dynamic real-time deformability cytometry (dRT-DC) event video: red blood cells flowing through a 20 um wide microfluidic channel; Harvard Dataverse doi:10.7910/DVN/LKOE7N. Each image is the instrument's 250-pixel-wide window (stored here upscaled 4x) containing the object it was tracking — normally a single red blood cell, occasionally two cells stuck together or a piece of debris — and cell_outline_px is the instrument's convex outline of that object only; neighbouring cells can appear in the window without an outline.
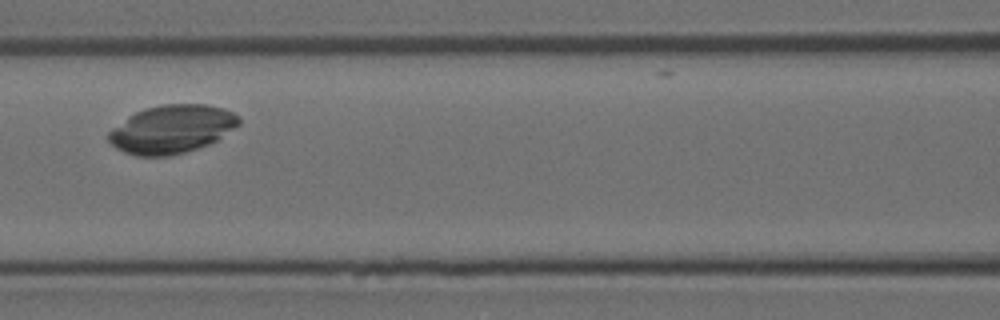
{"species": "Egyptian fruit bat (a non-hibernating species)", "species_latin": "Rousettus aegyptiacus", "temperature_condition": "room temperature", "stored_images_in_passage": 3, "camera_frame_rate_fps": 3000, "um_per_image_px": 0.085, "animal": {"sex": "female"}, "frame": {"image": 1, "passage_image": 3, "time_ms": 2.333, "image_size_px": [1000, 320], "cell_outline_px": [[240, 124], [216, 140], [208, 144], [184, 152], [168, 156], [136, 156], [124, 152], [116, 148], [108, 140], [108, 132], [112, 128], [128, 116], [144, 108], [164, 104], [204, 104], [224, 108], [240, 116]], "centroid_in_image_um": [14.59, 10.97], "position_along_channel_um": 152.0, "area_um2": 36.53}}